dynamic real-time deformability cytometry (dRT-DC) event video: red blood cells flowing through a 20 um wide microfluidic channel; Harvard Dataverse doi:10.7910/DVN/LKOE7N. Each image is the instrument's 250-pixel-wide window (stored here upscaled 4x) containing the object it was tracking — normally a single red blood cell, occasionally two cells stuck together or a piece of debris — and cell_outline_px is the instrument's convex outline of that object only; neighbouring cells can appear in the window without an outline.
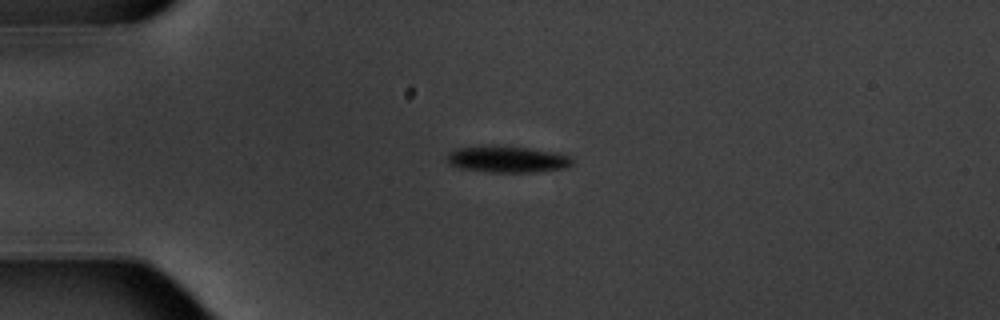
{"species": "common noctule bat (a hibernating species)", "species_latin": "Nyctalus noctula", "temperature_condition": "warm", "stored_images_in_passage": 5, "camera_frame_rate_fps": 3000, "um_per_image_px": 0.085, "animal": {"sex": "male", "body_mass_g": 20.1, "forearm_length_mm": 53.5}, "frame": {"image": 1, "passage_image": 4, "time_ms": 3.667, "image_size_px": [1000, 320], "cell_outline_px": [[576, 164], [568, 168], [532, 172], [488, 172], [460, 168], [448, 164], [444, 160], [448, 152], [456, 148], [496, 144], [528, 148], [556, 152], [572, 156]], "centroid_in_image_um": [43.13, 13.52], "position_along_channel_um": 41.9, "area_um2": 20.06}}